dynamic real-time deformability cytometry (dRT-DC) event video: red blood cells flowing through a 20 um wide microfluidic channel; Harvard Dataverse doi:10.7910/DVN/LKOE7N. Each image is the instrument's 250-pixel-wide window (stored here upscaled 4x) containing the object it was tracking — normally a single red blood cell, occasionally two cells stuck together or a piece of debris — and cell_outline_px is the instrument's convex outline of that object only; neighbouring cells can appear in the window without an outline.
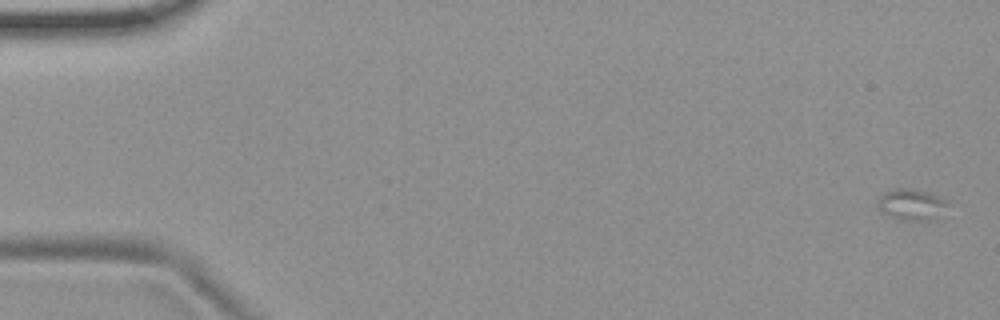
{"species": "common noctule bat (a hibernating species)", "species_latin": "Nyctalus noctula", "temperature_condition": "room temperature", "stored_images_in_passage": 5, "camera_frame_rate_fps": 3000, "um_per_image_px": 0.085, "animal": {"sex": "female", "body_mass_g": 19.9}, "frame": {"image": 1, "passage_image": 5, "time_ms": 5.333, "image_size_px": [1000, 320], "cell_outline_px": [[948, 204], [932, 220], [904, 220], [888, 216], [880, 212], [876, 204], [876, 200], [880, 196], [896, 188], [912, 188], [928, 192], [944, 200]], "centroid_in_image_um": [77.39, 17.38], "position_along_channel_um": 7.6, "area_um2": 12.48}}